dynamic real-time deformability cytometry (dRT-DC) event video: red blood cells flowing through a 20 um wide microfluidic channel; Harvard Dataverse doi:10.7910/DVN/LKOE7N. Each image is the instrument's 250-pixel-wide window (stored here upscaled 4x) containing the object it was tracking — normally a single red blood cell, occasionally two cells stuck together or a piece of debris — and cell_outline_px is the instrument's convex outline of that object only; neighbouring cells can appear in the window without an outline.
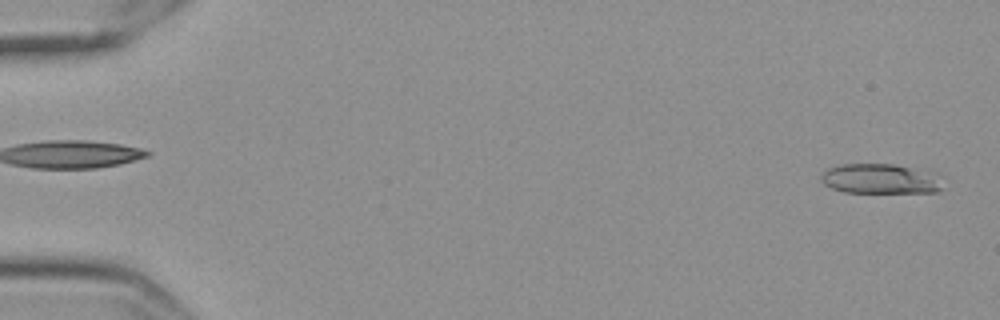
{"species": "Egyptian fruit bat (a non-hibernating species)", "species_latin": "Rousettus aegyptiacus", "temperature_condition": "cold", "stored_images_in_passage": 9, "camera_frame_rate_fps": 3000, "um_per_image_px": 0.085, "frame": {"image": 1, "passage_image": 2, "time_ms": 0.333, "image_size_px": [1000, 320], "cell_outline_px": [[944, 188], [940, 192], [844, 192], [832, 188], [824, 184], [820, 180], [820, 176], [828, 168], [840, 164], [896, 164], [936, 172]], "centroid_in_image_um": [74.87, 15.19], "position_along_channel_um": 10.1, "area_um2": 21.5}}